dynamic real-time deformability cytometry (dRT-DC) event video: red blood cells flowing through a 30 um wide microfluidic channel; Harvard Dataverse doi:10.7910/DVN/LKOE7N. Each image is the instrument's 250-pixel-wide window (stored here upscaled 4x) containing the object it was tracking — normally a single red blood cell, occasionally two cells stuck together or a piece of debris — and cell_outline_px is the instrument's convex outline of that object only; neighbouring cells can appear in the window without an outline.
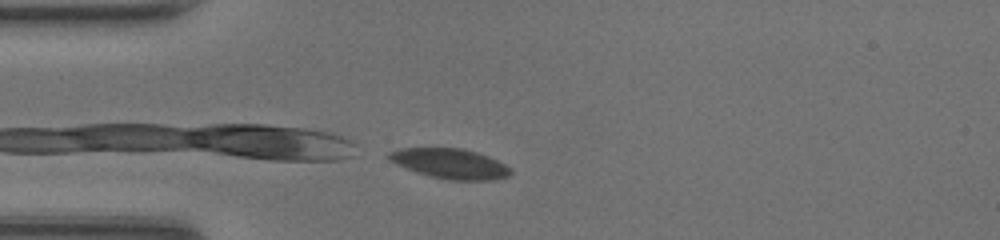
{"species": "common noctule bat (a hibernating species)", "species_latin": "Nyctalus noctula", "temperature_condition": "room temperature", "stored_images_in_passage": 27, "camera_frame_rate_fps": 3000, "um_per_image_px": 0.085, "animal": {"sex": "female", "body_mass_g": 20.0, "forearm_length_mm": 54.0}, "frame": {"image": 1, "passage_image": 1, "time_ms": 0.0, "image_size_px": [1000, 240], "cell_outline_px": [[512, 172], [508, 176], [492, 180], [452, 180], [432, 176], [416, 172], [396, 164], [388, 156], [388, 152], [400, 148], [464, 148], [488, 156], [512, 168]], "centroid_in_image_um": [38.28, 13.9], "position_along_channel_um": 46.7, "area_um2": 21.1}}
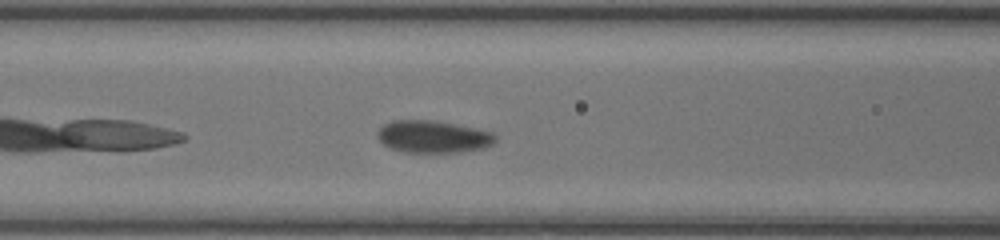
{"frame": {"image": 2, "passage_image": 8, "time_ms": 2.333, "image_size_px": [1000, 240], "cell_outline_px": [[496, 140], [492, 144], [484, 148], [460, 152], [404, 152], [392, 148], [384, 144], [380, 140], [376, 132], [384, 124], [392, 120], [436, 120], [492, 132], [496, 136]], "centroid_in_image_um": [36.81, 11.61], "position_along_channel_um": 129.8, "area_um2": 22.08}}
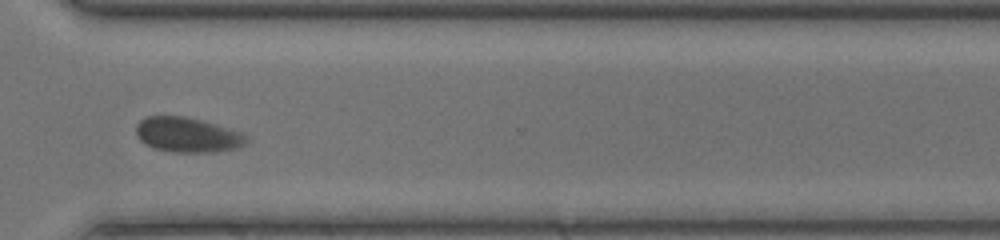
{"frame": {"image": 3, "passage_image": 24, "time_ms": 7.667, "image_size_px": [1000, 240], "cell_outline_px": [[248, 140], [244, 144], [236, 148], [208, 152], [172, 152], [152, 148], [144, 144], [136, 136], [136, 124], [144, 116], [184, 116], [216, 124], [244, 132], [248, 136]], "centroid_in_image_um": [15.91, 11.45], "position_along_channel_um": 354.7, "area_um2": 22.66}, "authors_computed_cell_mechanics": {"area_um2": 22.1374, "velocity_mm_per_s": 4.2245, "shape_relaxation_time_tau1_ms": 2.8751, "shape_relaxation_time_tau2_ms": 0.7786, "deformation_change_tau1": 0.0971, "deformation_change_tau2": 0.0612}}